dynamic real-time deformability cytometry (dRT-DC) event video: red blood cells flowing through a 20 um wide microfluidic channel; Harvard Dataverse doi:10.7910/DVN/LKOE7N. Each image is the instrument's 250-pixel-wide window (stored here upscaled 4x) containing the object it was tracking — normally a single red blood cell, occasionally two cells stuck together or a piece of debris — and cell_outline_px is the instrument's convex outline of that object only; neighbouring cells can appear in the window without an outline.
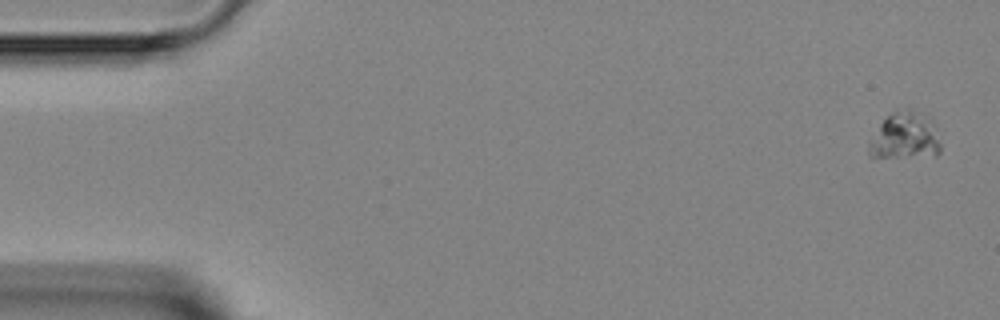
{"species": "Egyptian fruit bat (a non-hibernating species)", "species_latin": "Rousettus aegyptiacus", "temperature_condition": "room temperature", "stored_images_in_passage": 5, "camera_frame_rate_fps": 3000, "um_per_image_px": 0.085, "animal": {"sex": "female"}, "frame": {"image": 1, "passage_image": 1, "time_ms": 0.0, "image_size_px": [1000, 320], "cell_outline_px": [[940, 152], [936, 156], [872, 160], [868, 156], [868, 140], [880, 124], [892, 112], [908, 108], [912, 108], [940, 144]], "centroid_in_image_um": [76.71, 11.72], "position_along_channel_um": 8.3, "area_um2": 19.07}}
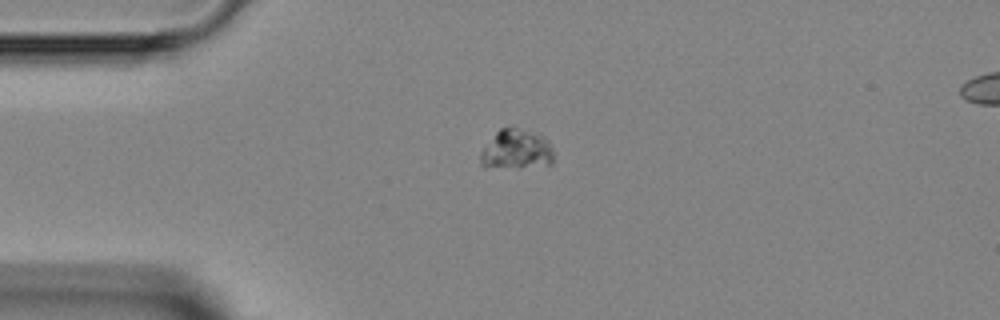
{"frame": {"image": 2, "passage_image": 4, "time_ms": 3.333, "image_size_px": [1000, 320], "cell_outline_px": [[552, 164], [516, 168], [484, 168], [480, 164], [480, 152], [496, 132], [500, 128], [516, 128], [544, 136], [548, 140], [552, 148]], "centroid_in_image_um": [43.86, 12.75], "position_along_channel_um": 41.1, "area_um2": 16.99}}